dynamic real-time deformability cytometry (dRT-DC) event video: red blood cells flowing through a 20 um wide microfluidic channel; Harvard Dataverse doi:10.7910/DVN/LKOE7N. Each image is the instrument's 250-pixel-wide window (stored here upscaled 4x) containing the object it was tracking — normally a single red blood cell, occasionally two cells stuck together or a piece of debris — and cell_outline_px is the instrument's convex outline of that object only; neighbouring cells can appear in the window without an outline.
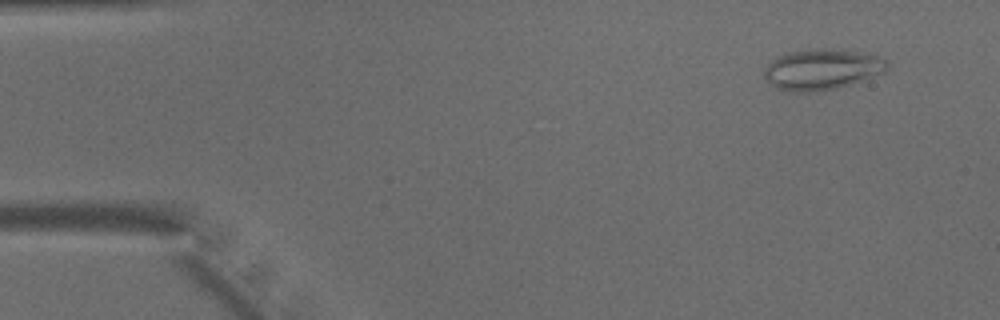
{"species": "common noctule bat (a hibernating species)", "species_latin": "Nyctalus noctula", "temperature_condition": "warm", "stored_images_in_passage": 47, "camera_frame_rate_fps": 3000, "um_per_image_px": 0.085, "animal": {"sex": "male", "body_mass_g": 15.6}, "frame": {"image": 1, "passage_image": 4, "time_ms": 1.0, "image_size_px": [1000, 320], "cell_outline_px": [[888, 72], [836, 88], [812, 92], [792, 92], [776, 88], [764, 76], [764, 68], [776, 56], [788, 52], [820, 48], [840, 48], [876, 56], [888, 60]], "centroid_in_image_um": [69.88, 5.89], "position_along_channel_um": 15.1, "area_um2": 29.36}}
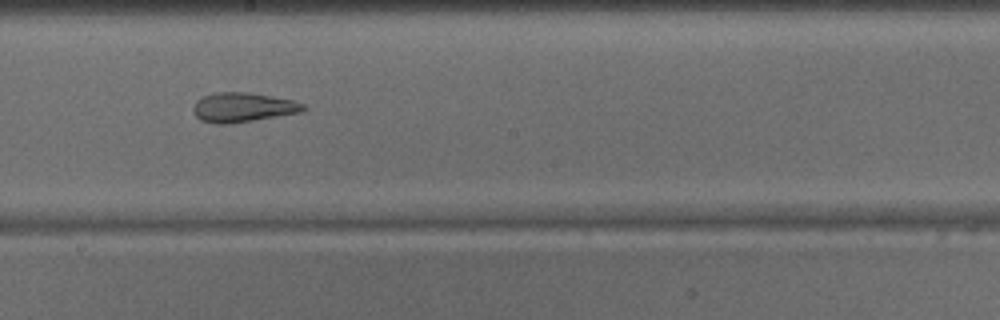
{"frame": {"image": 2, "passage_image": 26, "time_ms": 8.333, "image_size_px": [1000, 320], "cell_outline_px": [[308, 108], [300, 112], [228, 124], [216, 124], [200, 120], [192, 112], [192, 108], [196, 100], [204, 96], [216, 92], [248, 92], [272, 96], [292, 100], [304, 104]], "centroid_in_image_um": [20.6, 9.12], "position_along_channel_um": 227.6, "area_um2": 18.84}}
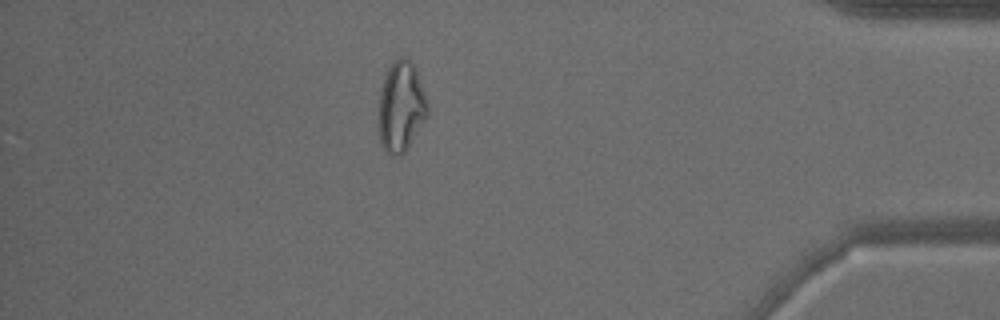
{"frame": {"image": 3, "passage_image": 41, "time_ms": 13.333, "image_size_px": [1000, 320], "cell_outline_px": [[428, 116], [404, 152], [396, 156], [388, 156], [384, 152], [380, 144], [376, 116], [380, 88], [384, 76], [392, 60], [400, 56], [404, 56], [412, 64], [416, 72], [428, 100]], "centroid_in_image_um": [34.03, 9.1], "position_along_channel_um": 401.2, "area_um2": 26.53}}